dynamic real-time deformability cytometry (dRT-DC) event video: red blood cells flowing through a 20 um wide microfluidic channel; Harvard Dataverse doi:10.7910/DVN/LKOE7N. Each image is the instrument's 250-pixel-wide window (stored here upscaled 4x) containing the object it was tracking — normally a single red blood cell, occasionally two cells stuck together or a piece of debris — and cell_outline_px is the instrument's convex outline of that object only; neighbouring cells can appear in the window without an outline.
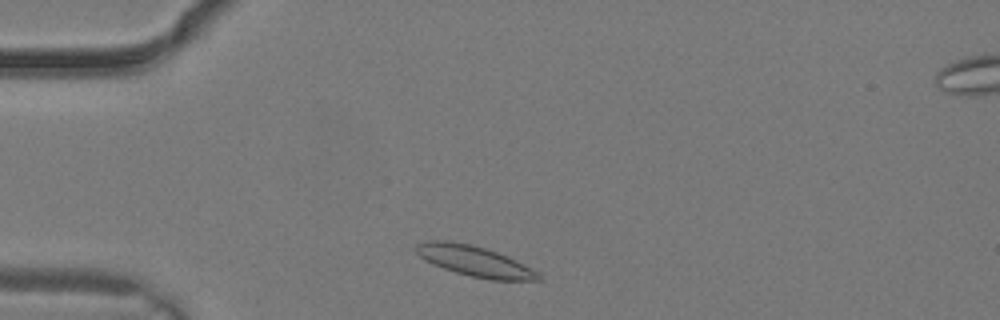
{"species": "common noctule bat (a hibernating species)", "species_latin": "Nyctalus noctula", "temperature_condition": "warm", "stored_images_in_passage": 2, "camera_frame_rate_fps": 3000, "um_per_image_px": 0.085, "animal": {"sex": "male", "body_mass_g": 19.2, "forearm_length_mm": 51.8}, "frame": {"image": 1, "passage_image": 1, "time_ms": 0.0, "image_size_px": [1000, 320], "cell_outline_px": [[544, 280], [492, 280], [472, 276], [456, 272], [444, 268], [424, 260], [416, 252], [416, 244], [428, 240], [448, 240], [472, 244], [508, 256], [540, 272]], "centroid_in_image_um": [40.38, 22.19], "position_along_channel_um": 44.6, "area_um2": 21.73}}